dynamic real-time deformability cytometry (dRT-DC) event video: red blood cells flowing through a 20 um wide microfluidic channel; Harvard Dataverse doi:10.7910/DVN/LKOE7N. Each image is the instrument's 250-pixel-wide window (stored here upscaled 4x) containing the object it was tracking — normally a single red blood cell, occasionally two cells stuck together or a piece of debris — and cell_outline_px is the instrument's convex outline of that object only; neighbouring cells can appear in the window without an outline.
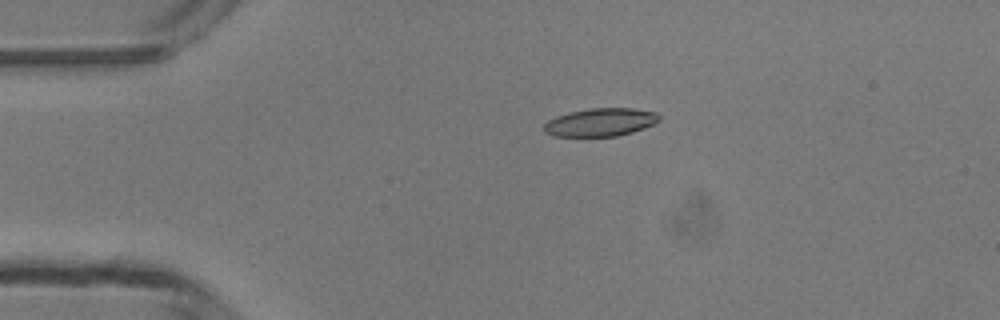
{"species": "common noctule bat (a hibernating species)", "species_latin": "Nyctalus noctula", "temperature_condition": "room temperature", "stored_images_in_passage": 39, "camera_frame_rate_fps": 3000, "um_per_image_px": 0.085, "animal": {"sex": "male", "body_mass_g": 13.3}, "frame": {"image": 1, "passage_image": 1, "time_ms": 0.0, "image_size_px": [1000, 320], "cell_outline_px": [[660, 120], [644, 128], [632, 132], [616, 136], [552, 136], [544, 132], [544, 124], [548, 120], [556, 116], [568, 112], [588, 108], [632, 108], [656, 112], [660, 116]], "centroid_in_image_um": [51.02, 10.38], "position_along_channel_um": 34.0, "area_um2": 18.9}}
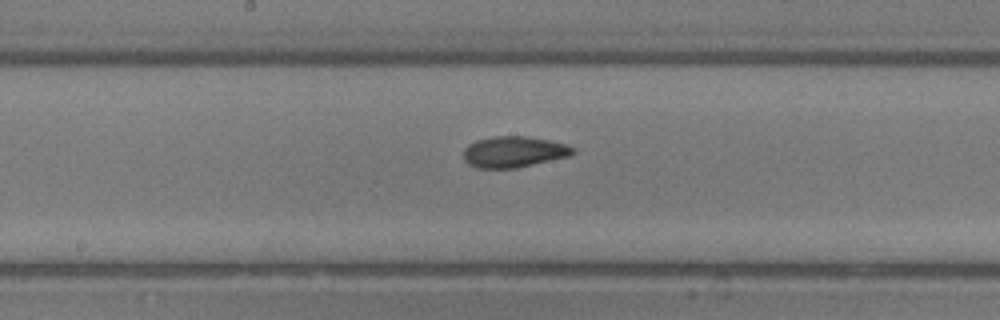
{"frame": {"image": 2, "passage_image": 16, "time_ms": 5.0, "image_size_px": [1000, 320], "cell_outline_px": [[576, 152], [572, 156], [516, 168], [476, 168], [468, 164], [464, 160], [464, 148], [468, 144], [476, 140], [496, 136], [524, 136], [548, 140], [568, 144], [576, 148]], "centroid_in_image_um": [43.71, 12.91], "position_along_channel_um": 204.5, "area_um2": 20.06}}
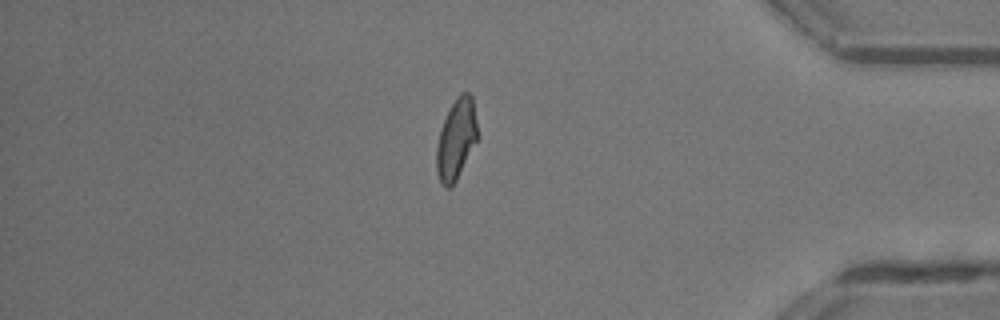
{"frame": {"image": 3, "passage_image": 32, "time_ms": 10.333, "image_size_px": [1000, 320], "cell_outline_px": [[480, 136], [456, 180], [448, 188], [444, 188], [440, 184], [436, 172], [436, 148], [440, 132], [444, 120], [456, 96], [460, 92], [468, 92], [472, 96]], "centroid_in_image_um": [38.8, 11.83], "position_along_channel_um": 396.4, "area_um2": 19.48}, "authors_computed_cell_mechanics": {"area_um2": 19.4786, "velocity_mm_per_s": 4.2368, "shape_relaxation_time_tau1_ms": 6.8412, "shape_relaxation_time_tau2_ms": 2.1736, "deformation_change_tau1": 0.1805, "deformation_change_tau2": 0.0794}}